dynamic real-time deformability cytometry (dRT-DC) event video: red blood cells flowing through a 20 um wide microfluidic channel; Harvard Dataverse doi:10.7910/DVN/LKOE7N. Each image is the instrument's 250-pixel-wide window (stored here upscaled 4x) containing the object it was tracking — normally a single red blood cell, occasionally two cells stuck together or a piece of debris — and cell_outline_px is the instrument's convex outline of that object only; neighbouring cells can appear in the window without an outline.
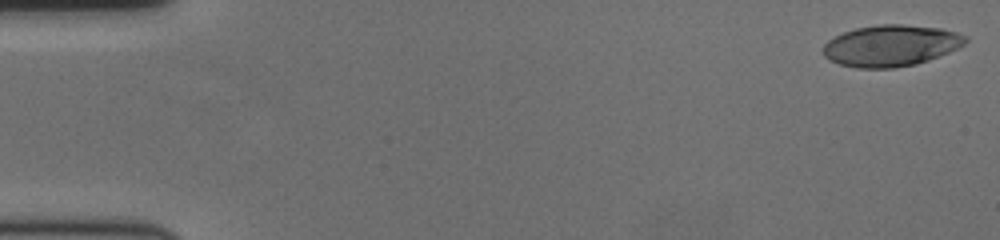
{"species": "human", "species_latin": "Homo sapiens", "temperature_condition": "cold", "stored_images_in_passage": 58, "camera_frame_rate_fps": 3000, "um_per_image_px": 0.085, "donor": {"sex": "female"}, "frame": {"image": 1, "passage_image": 1, "time_ms": 0.0, "image_size_px": [1000, 240], "cell_outline_px": [[968, 40], [964, 44], [948, 52], [928, 60], [916, 64], [892, 68], [856, 68], [840, 64], [828, 60], [824, 56], [824, 44], [828, 40], [844, 32], [856, 28], [880, 24], [904, 24], [940, 28], [956, 32], [968, 36]], "centroid_in_image_um": [75.72, 3.88], "position_along_channel_um": 9.3, "area_um2": 34.22}}
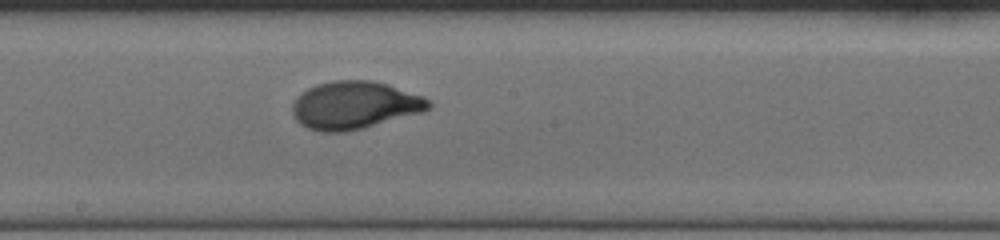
{"frame": {"image": 2, "passage_image": 32, "time_ms": 10.333, "image_size_px": [1000, 240], "cell_outline_px": [[432, 108], [420, 112], [364, 128], [344, 132], [320, 132], [308, 128], [300, 124], [296, 120], [292, 112], [292, 104], [296, 96], [308, 88], [316, 84], [332, 80], [372, 80], [388, 84], [424, 96], [432, 104]], "centroid_in_image_um": [30.11, 8.93], "position_along_channel_um": 218.1, "area_um2": 38.09}}
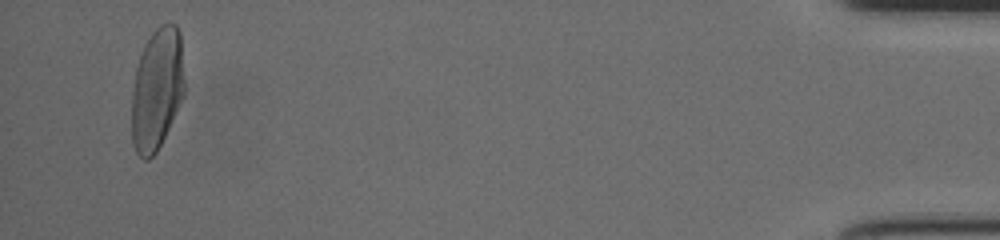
{"frame": {"image": 3, "passage_image": 56, "time_ms": 18.333, "image_size_px": [1000, 240], "cell_outline_px": [[184, 92], [168, 128], [156, 152], [148, 160], [144, 160], [136, 152], [132, 144], [132, 92], [136, 68], [144, 44], [152, 32], [160, 24], [168, 20], [176, 24], [180, 32], [184, 80]], "centroid_in_image_um": [13.33, 7.52], "position_along_channel_um": 421.9, "area_um2": 37.45}, "authors_computed_cell_mechanics": {"area_um2": 36.0672, "velocity_mm_per_s": 3.5765, "shape_relaxation_time_tau1_ms": 4.3116, "shape_relaxation_time_tau2_ms": null, "deformation_change_tau1": 0.2277, "deformation_change_tau2": null}}